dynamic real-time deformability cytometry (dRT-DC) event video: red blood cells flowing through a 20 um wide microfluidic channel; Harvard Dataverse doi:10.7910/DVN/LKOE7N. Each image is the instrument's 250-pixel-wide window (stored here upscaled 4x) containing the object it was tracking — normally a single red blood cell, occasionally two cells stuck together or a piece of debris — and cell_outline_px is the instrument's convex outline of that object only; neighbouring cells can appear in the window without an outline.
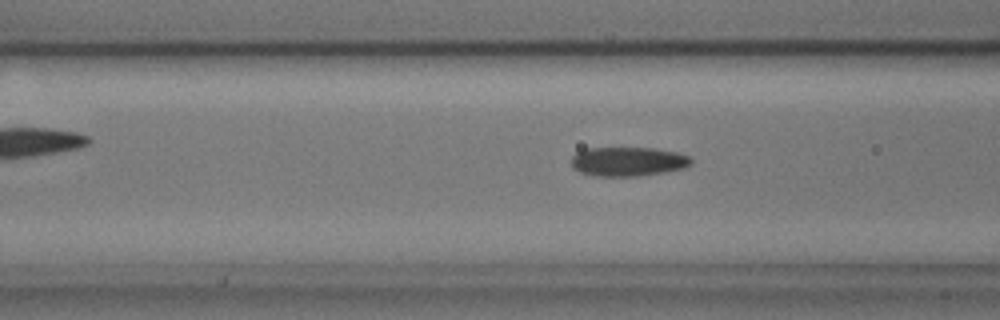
{"species": "common noctule bat (a hibernating species)", "species_latin": "Nyctalus noctula", "temperature_condition": "cold", "stored_images_in_passage": 53, "camera_frame_rate_fps": 3000, "um_per_image_px": 0.085, "animal": {"sex": "male", "body_mass_g": 17.9, "forearm_length_mm": 54.2}, "frame": {"image": 1, "passage_image": 19, "time_ms": 6.0, "image_size_px": [1000, 320], "cell_outline_px": [[692, 164], [684, 168], [664, 172], [640, 176], [596, 176], [580, 172], [572, 168], [572, 156], [576, 152], [588, 148], [656, 148], [676, 152], [688, 156], [692, 160]], "centroid_in_image_um": [53.38, 13.73], "position_along_channel_um": 113.2, "area_um2": 20.46}}
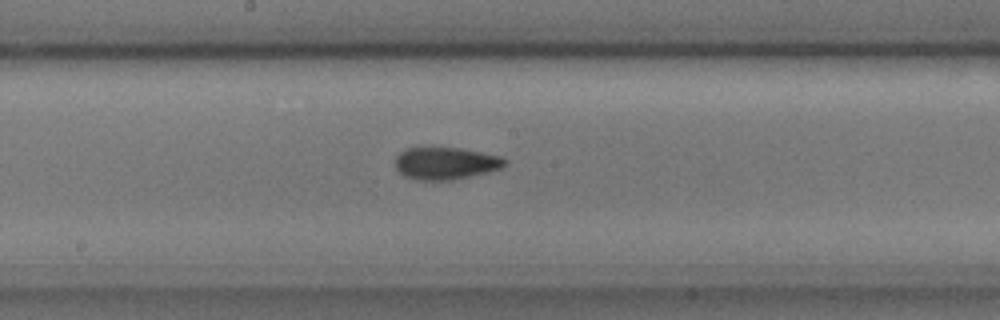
{"frame": {"image": 2, "passage_image": 27, "time_ms": 8.667, "image_size_px": [1000, 320], "cell_outline_px": [[508, 164], [500, 168], [488, 172], [452, 180], [416, 180], [404, 176], [396, 168], [396, 156], [400, 152], [408, 148], [460, 148], [504, 156], [508, 160]], "centroid_in_image_um": [37.93, 13.88], "position_along_channel_um": 210.3, "area_um2": 20.69}}
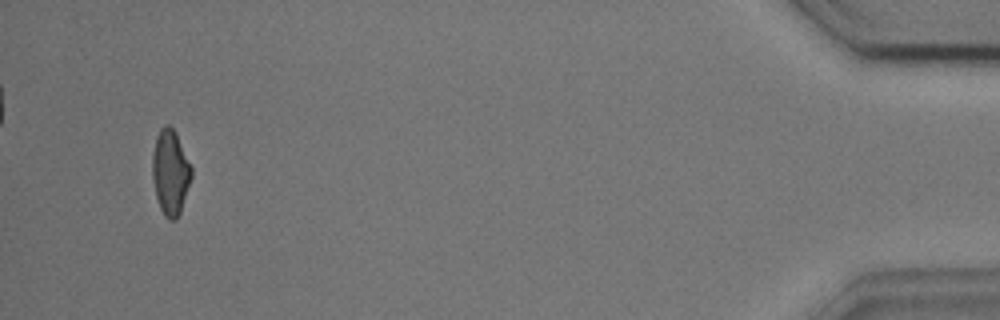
{"frame": {"image": 3, "passage_image": 51, "time_ms": 16.667, "image_size_px": [1000, 320], "cell_outline_px": [[192, 176], [180, 212], [176, 220], [168, 220], [164, 216], [160, 208], [156, 196], [152, 180], [152, 156], [156, 136], [160, 128], [164, 124], [168, 124], [176, 132], [192, 168]], "centroid_in_image_um": [14.47, 14.64], "position_along_channel_um": 420.7, "area_um2": 19.48}, "authors_computed_cell_mechanics": {"area_um2": 19.7676, "velocity_mm_per_s": 3.6296, "shape_relaxation_time_tau1_ms": 7.7882, "shape_relaxation_time_tau2_ms": 2.7769, "deformation_change_tau1": 0.1669, "deformation_change_tau2": 0.0795}}